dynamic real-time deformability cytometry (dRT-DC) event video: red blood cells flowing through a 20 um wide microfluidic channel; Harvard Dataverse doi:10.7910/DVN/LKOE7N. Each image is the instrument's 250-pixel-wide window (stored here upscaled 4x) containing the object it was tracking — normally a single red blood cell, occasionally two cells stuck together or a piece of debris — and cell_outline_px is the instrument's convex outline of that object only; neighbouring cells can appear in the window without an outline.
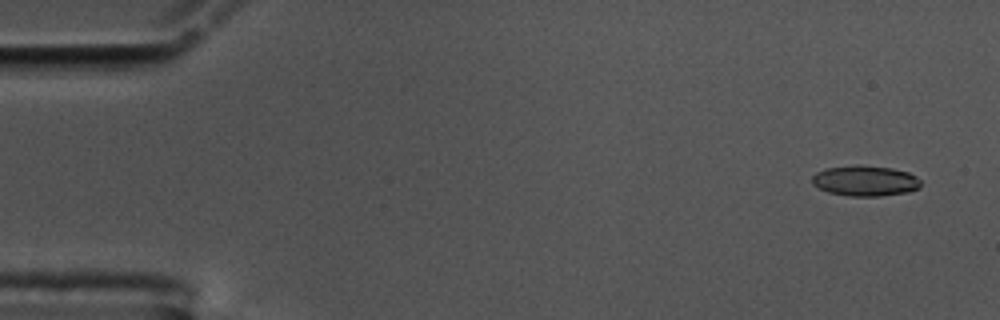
{"species": "common noctule bat (a hibernating species)", "species_latin": "Nyctalus noctula", "temperature_condition": "cold", "stored_images_in_passage": 55, "camera_frame_rate_fps": 3000, "um_per_image_px": 0.085, "animal": {"sex": "male", "body_mass_g": 17.5, "forearm_length_mm": 52.3}, "frame": {"image": 1, "passage_image": 2, "time_ms": 0.333, "image_size_px": [1000, 320], "cell_outline_px": [[920, 188], [908, 192], [880, 196], [848, 196], [828, 192], [812, 184], [812, 176], [816, 172], [828, 168], [856, 164], [892, 168], [908, 172], [916, 176], [920, 180]], "centroid_in_image_um": [73.54, 15.36], "position_along_channel_um": 11.5, "area_um2": 19.42}}
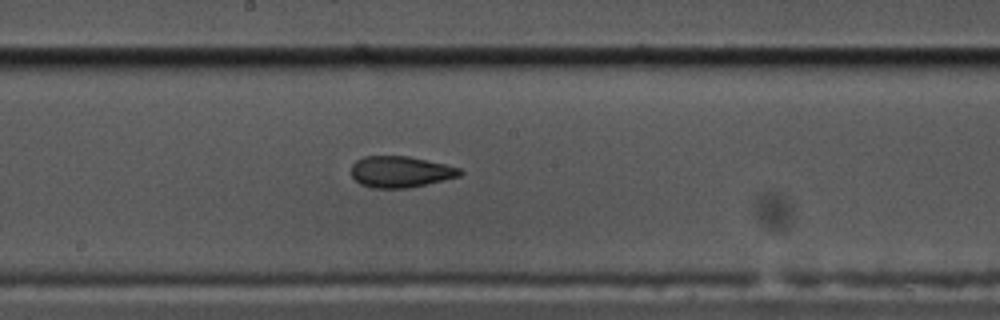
{"frame": {"image": 2, "passage_image": 29, "time_ms": 9.333, "image_size_px": [1000, 320], "cell_outline_px": [[464, 172], [460, 176], [408, 188], [372, 188], [360, 184], [352, 176], [352, 164], [356, 160], [364, 156], [408, 156], [444, 164], [460, 168]], "centroid_in_image_um": [34.03, 14.6], "position_along_channel_um": 214.2, "area_um2": 19.71}}
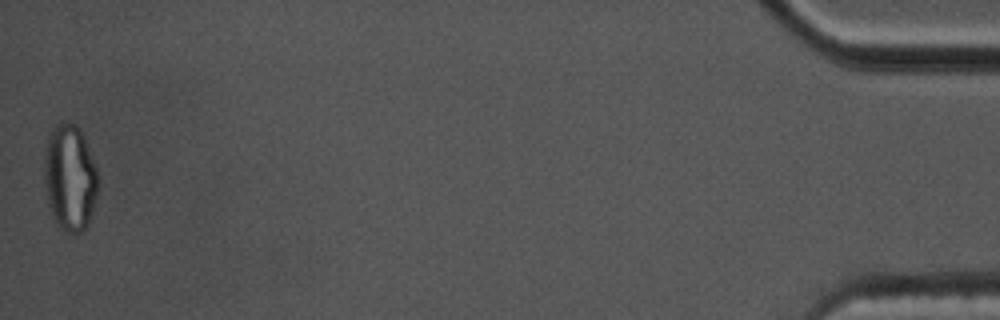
{"frame": {"image": 3, "passage_image": 55, "time_ms": 18.0, "image_size_px": [1000, 320], "cell_outline_px": [[96, 196], [92, 212], [88, 224], [84, 232], [68, 232], [60, 228], [48, 204], [44, 180], [44, 156], [48, 132], [60, 120], [72, 124], [80, 128], [84, 136], [96, 168]], "centroid_in_image_um": [5.91, 15.06], "position_along_channel_um": 429.3, "area_um2": 33.23}, "authors_computed_cell_mechanics": {"area_um2": 20.1722, "velocity_mm_per_s": 3.578, "shape_relaxation_time_tau1_ms": 9.1393, "shape_relaxation_time_tau2_ms": 1.9402, "deformation_change_tau1": 0.1888, "deformation_change_tau2": 0.0726}}